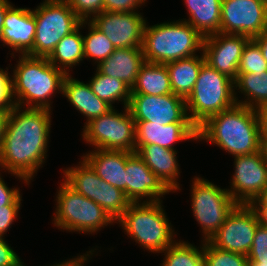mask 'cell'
<instances>
[{"instance_id": "6da1fadb", "label": "cell", "mask_w": 267, "mask_h": 266, "mask_svg": "<svg viewBox=\"0 0 267 266\" xmlns=\"http://www.w3.org/2000/svg\"><path fill=\"white\" fill-rule=\"evenodd\" d=\"M51 112L18 106L10 110L0 147V171L30 185L48 156Z\"/></svg>"}, {"instance_id": "7a4b0ae2", "label": "cell", "mask_w": 267, "mask_h": 266, "mask_svg": "<svg viewBox=\"0 0 267 266\" xmlns=\"http://www.w3.org/2000/svg\"><path fill=\"white\" fill-rule=\"evenodd\" d=\"M198 140L211 142L234 157L263 149L256 109L236 104L198 128Z\"/></svg>"}, {"instance_id": "3957f363", "label": "cell", "mask_w": 267, "mask_h": 266, "mask_svg": "<svg viewBox=\"0 0 267 266\" xmlns=\"http://www.w3.org/2000/svg\"><path fill=\"white\" fill-rule=\"evenodd\" d=\"M18 57L11 75L15 106L51 110L50 99L57 92L62 94V84L66 74L52 65L47 57L29 55Z\"/></svg>"}, {"instance_id": "277c9868", "label": "cell", "mask_w": 267, "mask_h": 266, "mask_svg": "<svg viewBox=\"0 0 267 266\" xmlns=\"http://www.w3.org/2000/svg\"><path fill=\"white\" fill-rule=\"evenodd\" d=\"M147 23L142 42L145 62L166 64L202 52L204 37L186 21L179 19L151 26Z\"/></svg>"}, {"instance_id": "5b68a950", "label": "cell", "mask_w": 267, "mask_h": 266, "mask_svg": "<svg viewBox=\"0 0 267 266\" xmlns=\"http://www.w3.org/2000/svg\"><path fill=\"white\" fill-rule=\"evenodd\" d=\"M162 201L131 203L115 221L128 237L151 253H162L176 241L177 232L169 223Z\"/></svg>"}, {"instance_id": "8992f818", "label": "cell", "mask_w": 267, "mask_h": 266, "mask_svg": "<svg viewBox=\"0 0 267 266\" xmlns=\"http://www.w3.org/2000/svg\"><path fill=\"white\" fill-rule=\"evenodd\" d=\"M185 100L188 117L199 128L213 115L237 104L234 81L205 62Z\"/></svg>"}, {"instance_id": "52a82bcc", "label": "cell", "mask_w": 267, "mask_h": 266, "mask_svg": "<svg viewBox=\"0 0 267 266\" xmlns=\"http://www.w3.org/2000/svg\"><path fill=\"white\" fill-rule=\"evenodd\" d=\"M58 189L52 221L61 231L94 235L108 224L114 225L115 221L101 206L74 191L63 180Z\"/></svg>"}, {"instance_id": "ba28073f", "label": "cell", "mask_w": 267, "mask_h": 266, "mask_svg": "<svg viewBox=\"0 0 267 266\" xmlns=\"http://www.w3.org/2000/svg\"><path fill=\"white\" fill-rule=\"evenodd\" d=\"M33 14L36 33L33 49L27 54L33 57H48L60 40L82 21L65 0H44L33 9Z\"/></svg>"}, {"instance_id": "9c48e42d", "label": "cell", "mask_w": 267, "mask_h": 266, "mask_svg": "<svg viewBox=\"0 0 267 266\" xmlns=\"http://www.w3.org/2000/svg\"><path fill=\"white\" fill-rule=\"evenodd\" d=\"M123 108V113L112 108L84 124L83 140L94 149L135 153L136 123L128 106Z\"/></svg>"}, {"instance_id": "30bf717a", "label": "cell", "mask_w": 267, "mask_h": 266, "mask_svg": "<svg viewBox=\"0 0 267 266\" xmlns=\"http://www.w3.org/2000/svg\"><path fill=\"white\" fill-rule=\"evenodd\" d=\"M191 207L195 220L202 230L201 241L210 238L224 224L227 215L237 203L227 188H221L209 180L194 176L191 183Z\"/></svg>"}, {"instance_id": "8fae6325", "label": "cell", "mask_w": 267, "mask_h": 266, "mask_svg": "<svg viewBox=\"0 0 267 266\" xmlns=\"http://www.w3.org/2000/svg\"><path fill=\"white\" fill-rule=\"evenodd\" d=\"M76 166L62 172V179L69 187L101 206L116 221L129 207L131 201L124 191L103 181L81 157Z\"/></svg>"}, {"instance_id": "7c38bea8", "label": "cell", "mask_w": 267, "mask_h": 266, "mask_svg": "<svg viewBox=\"0 0 267 266\" xmlns=\"http://www.w3.org/2000/svg\"><path fill=\"white\" fill-rule=\"evenodd\" d=\"M260 223V216L252 205L237 204L209 242L216 248L247 256Z\"/></svg>"}, {"instance_id": "4fadbf2b", "label": "cell", "mask_w": 267, "mask_h": 266, "mask_svg": "<svg viewBox=\"0 0 267 266\" xmlns=\"http://www.w3.org/2000/svg\"><path fill=\"white\" fill-rule=\"evenodd\" d=\"M234 173L228 192L237 204L252 205L267 188V158L264 149L234 158Z\"/></svg>"}, {"instance_id": "5bb4252c", "label": "cell", "mask_w": 267, "mask_h": 266, "mask_svg": "<svg viewBox=\"0 0 267 266\" xmlns=\"http://www.w3.org/2000/svg\"><path fill=\"white\" fill-rule=\"evenodd\" d=\"M267 30V2L263 0H222L220 32L250 38Z\"/></svg>"}, {"instance_id": "9a60e30c", "label": "cell", "mask_w": 267, "mask_h": 266, "mask_svg": "<svg viewBox=\"0 0 267 266\" xmlns=\"http://www.w3.org/2000/svg\"><path fill=\"white\" fill-rule=\"evenodd\" d=\"M128 108L135 121H150L159 125L192 123L187 114L186 100L178 95L131 94Z\"/></svg>"}, {"instance_id": "2e32d148", "label": "cell", "mask_w": 267, "mask_h": 266, "mask_svg": "<svg viewBox=\"0 0 267 266\" xmlns=\"http://www.w3.org/2000/svg\"><path fill=\"white\" fill-rule=\"evenodd\" d=\"M146 18L140 12H107L90 21L110 40L114 48H142Z\"/></svg>"}, {"instance_id": "e0dca14e", "label": "cell", "mask_w": 267, "mask_h": 266, "mask_svg": "<svg viewBox=\"0 0 267 266\" xmlns=\"http://www.w3.org/2000/svg\"><path fill=\"white\" fill-rule=\"evenodd\" d=\"M250 39L246 35L221 32L205 37L202 50L205 62L235 81L242 52Z\"/></svg>"}, {"instance_id": "ac0fdd59", "label": "cell", "mask_w": 267, "mask_h": 266, "mask_svg": "<svg viewBox=\"0 0 267 266\" xmlns=\"http://www.w3.org/2000/svg\"><path fill=\"white\" fill-rule=\"evenodd\" d=\"M125 170V194L131 203L156 202L171 193L136 153L127 159Z\"/></svg>"}, {"instance_id": "d6986e66", "label": "cell", "mask_w": 267, "mask_h": 266, "mask_svg": "<svg viewBox=\"0 0 267 266\" xmlns=\"http://www.w3.org/2000/svg\"><path fill=\"white\" fill-rule=\"evenodd\" d=\"M36 33V22L33 10L30 8H16L14 5L7 11L4 18L3 44L10 47V54L27 55L33 49Z\"/></svg>"}, {"instance_id": "ffe728a7", "label": "cell", "mask_w": 267, "mask_h": 266, "mask_svg": "<svg viewBox=\"0 0 267 266\" xmlns=\"http://www.w3.org/2000/svg\"><path fill=\"white\" fill-rule=\"evenodd\" d=\"M136 147L159 145L176 150L174 143L186 140L198 141V128L193 123H170L159 125L150 121H135Z\"/></svg>"}, {"instance_id": "44dd1931", "label": "cell", "mask_w": 267, "mask_h": 266, "mask_svg": "<svg viewBox=\"0 0 267 266\" xmlns=\"http://www.w3.org/2000/svg\"><path fill=\"white\" fill-rule=\"evenodd\" d=\"M135 153L171 192L181 191L178 182L181 172L176 150L159 145H138Z\"/></svg>"}, {"instance_id": "7402d4cb", "label": "cell", "mask_w": 267, "mask_h": 266, "mask_svg": "<svg viewBox=\"0 0 267 266\" xmlns=\"http://www.w3.org/2000/svg\"><path fill=\"white\" fill-rule=\"evenodd\" d=\"M132 152L93 149L81 157L110 185L125 192L126 161Z\"/></svg>"}, {"instance_id": "603a6c76", "label": "cell", "mask_w": 267, "mask_h": 266, "mask_svg": "<svg viewBox=\"0 0 267 266\" xmlns=\"http://www.w3.org/2000/svg\"><path fill=\"white\" fill-rule=\"evenodd\" d=\"M144 63L142 48H115L114 52L100 62L95 70L103 75L120 79L132 88Z\"/></svg>"}, {"instance_id": "cb8c5ba5", "label": "cell", "mask_w": 267, "mask_h": 266, "mask_svg": "<svg viewBox=\"0 0 267 266\" xmlns=\"http://www.w3.org/2000/svg\"><path fill=\"white\" fill-rule=\"evenodd\" d=\"M62 96L66 97L67 101L87 118L85 124L112 109L108 103L92 92L89 83L73 78L71 73L64 77Z\"/></svg>"}, {"instance_id": "d4e9b609", "label": "cell", "mask_w": 267, "mask_h": 266, "mask_svg": "<svg viewBox=\"0 0 267 266\" xmlns=\"http://www.w3.org/2000/svg\"><path fill=\"white\" fill-rule=\"evenodd\" d=\"M188 19H180L192 25L204 38L220 32L222 0H183Z\"/></svg>"}, {"instance_id": "484cf974", "label": "cell", "mask_w": 267, "mask_h": 266, "mask_svg": "<svg viewBox=\"0 0 267 266\" xmlns=\"http://www.w3.org/2000/svg\"><path fill=\"white\" fill-rule=\"evenodd\" d=\"M86 27V20L71 33L64 36L47 57L48 61L65 74L84 60V45L81 29ZM75 65V66H74Z\"/></svg>"}, {"instance_id": "4316f807", "label": "cell", "mask_w": 267, "mask_h": 266, "mask_svg": "<svg viewBox=\"0 0 267 266\" xmlns=\"http://www.w3.org/2000/svg\"><path fill=\"white\" fill-rule=\"evenodd\" d=\"M199 53L200 55L166 63L173 94L184 99L190 95L198 78L200 69L205 63L203 53Z\"/></svg>"}, {"instance_id": "83f0119b", "label": "cell", "mask_w": 267, "mask_h": 266, "mask_svg": "<svg viewBox=\"0 0 267 266\" xmlns=\"http://www.w3.org/2000/svg\"><path fill=\"white\" fill-rule=\"evenodd\" d=\"M173 93L166 64L145 62L138 72L131 94L166 95Z\"/></svg>"}, {"instance_id": "f1b7e54d", "label": "cell", "mask_w": 267, "mask_h": 266, "mask_svg": "<svg viewBox=\"0 0 267 266\" xmlns=\"http://www.w3.org/2000/svg\"><path fill=\"white\" fill-rule=\"evenodd\" d=\"M235 86L236 103L252 109H257L267 104V71L259 73H238ZM244 99L239 100L238 92ZM246 98V99H245Z\"/></svg>"}, {"instance_id": "f546056e", "label": "cell", "mask_w": 267, "mask_h": 266, "mask_svg": "<svg viewBox=\"0 0 267 266\" xmlns=\"http://www.w3.org/2000/svg\"><path fill=\"white\" fill-rule=\"evenodd\" d=\"M89 80L92 92L101 100L108 103L112 108V104L122 102L123 107L129 105L131 97V87L124 81L109 77L99 73L97 70ZM118 101V102H117Z\"/></svg>"}, {"instance_id": "4dcf8cb0", "label": "cell", "mask_w": 267, "mask_h": 266, "mask_svg": "<svg viewBox=\"0 0 267 266\" xmlns=\"http://www.w3.org/2000/svg\"><path fill=\"white\" fill-rule=\"evenodd\" d=\"M202 245V246H201ZM199 246L177 239L167 247L160 266H204V242Z\"/></svg>"}, {"instance_id": "1f68e13d", "label": "cell", "mask_w": 267, "mask_h": 266, "mask_svg": "<svg viewBox=\"0 0 267 266\" xmlns=\"http://www.w3.org/2000/svg\"><path fill=\"white\" fill-rule=\"evenodd\" d=\"M88 34L83 36L84 59L92 58L95 64L107 59L115 50L114 46L90 20H86Z\"/></svg>"}, {"instance_id": "d6a6232c", "label": "cell", "mask_w": 267, "mask_h": 266, "mask_svg": "<svg viewBox=\"0 0 267 266\" xmlns=\"http://www.w3.org/2000/svg\"><path fill=\"white\" fill-rule=\"evenodd\" d=\"M204 266H249L246 255L225 251L204 241Z\"/></svg>"}, {"instance_id": "836d02e7", "label": "cell", "mask_w": 267, "mask_h": 266, "mask_svg": "<svg viewBox=\"0 0 267 266\" xmlns=\"http://www.w3.org/2000/svg\"><path fill=\"white\" fill-rule=\"evenodd\" d=\"M267 71V63L258 44L251 38L244 47L238 73H259Z\"/></svg>"}, {"instance_id": "e575fe53", "label": "cell", "mask_w": 267, "mask_h": 266, "mask_svg": "<svg viewBox=\"0 0 267 266\" xmlns=\"http://www.w3.org/2000/svg\"><path fill=\"white\" fill-rule=\"evenodd\" d=\"M74 13L82 20H91L104 11V0H65Z\"/></svg>"}, {"instance_id": "d590c367", "label": "cell", "mask_w": 267, "mask_h": 266, "mask_svg": "<svg viewBox=\"0 0 267 266\" xmlns=\"http://www.w3.org/2000/svg\"><path fill=\"white\" fill-rule=\"evenodd\" d=\"M248 261L267 262V226L260 223L256 229Z\"/></svg>"}, {"instance_id": "8d00e7d4", "label": "cell", "mask_w": 267, "mask_h": 266, "mask_svg": "<svg viewBox=\"0 0 267 266\" xmlns=\"http://www.w3.org/2000/svg\"><path fill=\"white\" fill-rule=\"evenodd\" d=\"M8 68H0V108L4 110H11L14 106L12 97V81L11 74Z\"/></svg>"}, {"instance_id": "74e56055", "label": "cell", "mask_w": 267, "mask_h": 266, "mask_svg": "<svg viewBox=\"0 0 267 266\" xmlns=\"http://www.w3.org/2000/svg\"><path fill=\"white\" fill-rule=\"evenodd\" d=\"M146 0H104V11L107 12H139Z\"/></svg>"}, {"instance_id": "f35d334b", "label": "cell", "mask_w": 267, "mask_h": 266, "mask_svg": "<svg viewBox=\"0 0 267 266\" xmlns=\"http://www.w3.org/2000/svg\"><path fill=\"white\" fill-rule=\"evenodd\" d=\"M0 173V206H22L20 188H9Z\"/></svg>"}, {"instance_id": "ab89813d", "label": "cell", "mask_w": 267, "mask_h": 266, "mask_svg": "<svg viewBox=\"0 0 267 266\" xmlns=\"http://www.w3.org/2000/svg\"><path fill=\"white\" fill-rule=\"evenodd\" d=\"M21 206H0V236L5 237L6 232L12 224L18 219V213Z\"/></svg>"}, {"instance_id": "60d3db41", "label": "cell", "mask_w": 267, "mask_h": 266, "mask_svg": "<svg viewBox=\"0 0 267 266\" xmlns=\"http://www.w3.org/2000/svg\"><path fill=\"white\" fill-rule=\"evenodd\" d=\"M20 259L5 238L0 236V266L15 265Z\"/></svg>"}, {"instance_id": "b9f144b4", "label": "cell", "mask_w": 267, "mask_h": 266, "mask_svg": "<svg viewBox=\"0 0 267 266\" xmlns=\"http://www.w3.org/2000/svg\"><path fill=\"white\" fill-rule=\"evenodd\" d=\"M95 250L98 249H91L82 255L79 254L78 256H75V258L72 257L71 259L63 260V262L54 263L53 265L51 264V266H85L84 263H87L88 260L90 261V259H92L91 256L96 252Z\"/></svg>"}, {"instance_id": "7bdbcfd3", "label": "cell", "mask_w": 267, "mask_h": 266, "mask_svg": "<svg viewBox=\"0 0 267 266\" xmlns=\"http://www.w3.org/2000/svg\"><path fill=\"white\" fill-rule=\"evenodd\" d=\"M262 143L267 141V104L256 109Z\"/></svg>"}, {"instance_id": "ee69618b", "label": "cell", "mask_w": 267, "mask_h": 266, "mask_svg": "<svg viewBox=\"0 0 267 266\" xmlns=\"http://www.w3.org/2000/svg\"><path fill=\"white\" fill-rule=\"evenodd\" d=\"M12 6V3L8 0H0V43H3L4 18Z\"/></svg>"}, {"instance_id": "f6af8a7d", "label": "cell", "mask_w": 267, "mask_h": 266, "mask_svg": "<svg viewBox=\"0 0 267 266\" xmlns=\"http://www.w3.org/2000/svg\"><path fill=\"white\" fill-rule=\"evenodd\" d=\"M252 39L258 44L263 54V58L267 63V30Z\"/></svg>"}, {"instance_id": "bcb514c9", "label": "cell", "mask_w": 267, "mask_h": 266, "mask_svg": "<svg viewBox=\"0 0 267 266\" xmlns=\"http://www.w3.org/2000/svg\"><path fill=\"white\" fill-rule=\"evenodd\" d=\"M10 110L0 108V147L5 133V127Z\"/></svg>"}, {"instance_id": "7dc6e473", "label": "cell", "mask_w": 267, "mask_h": 266, "mask_svg": "<svg viewBox=\"0 0 267 266\" xmlns=\"http://www.w3.org/2000/svg\"><path fill=\"white\" fill-rule=\"evenodd\" d=\"M252 206L255 209H267V188L261 195L253 202Z\"/></svg>"}, {"instance_id": "c3c4849f", "label": "cell", "mask_w": 267, "mask_h": 266, "mask_svg": "<svg viewBox=\"0 0 267 266\" xmlns=\"http://www.w3.org/2000/svg\"><path fill=\"white\" fill-rule=\"evenodd\" d=\"M260 216L261 223L267 226V209H256Z\"/></svg>"}, {"instance_id": "681fc988", "label": "cell", "mask_w": 267, "mask_h": 266, "mask_svg": "<svg viewBox=\"0 0 267 266\" xmlns=\"http://www.w3.org/2000/svg\"><path fill=\"white\" fill-rule=\"evenodd\" d=\"M249 266H267V262H251V261H249Z\"/></svg>"}, {"instance_id": "f907efd6", "label": "cell", "mask_w": 267, "mask_h": 266, "mask_svg": "<svg viewBox=\"0 0 267 266\" xmlns=\"http://www.w3.org/2000/svg\"><path fill=\"white\" fill-rule=\"evenodd\" d=\"M263 149H264V151H265V155H266V158H267V141H265V142L263 143Z\"/></svg>"}, {"instance_id": "816d5d0a", "label": "cell", "mask_w": 267, "mask_h": 266, "mask_svg": "<svg viewBox=\"0 0 267 266\" xmlns=\"http://www.w3.org/2000/svg\"><path fill=\"white\" fill-rule=\"evenodd\" d=\"M12 266H26V265L20 259L15 265H12Z\"/></svg>"}]
</instances>
